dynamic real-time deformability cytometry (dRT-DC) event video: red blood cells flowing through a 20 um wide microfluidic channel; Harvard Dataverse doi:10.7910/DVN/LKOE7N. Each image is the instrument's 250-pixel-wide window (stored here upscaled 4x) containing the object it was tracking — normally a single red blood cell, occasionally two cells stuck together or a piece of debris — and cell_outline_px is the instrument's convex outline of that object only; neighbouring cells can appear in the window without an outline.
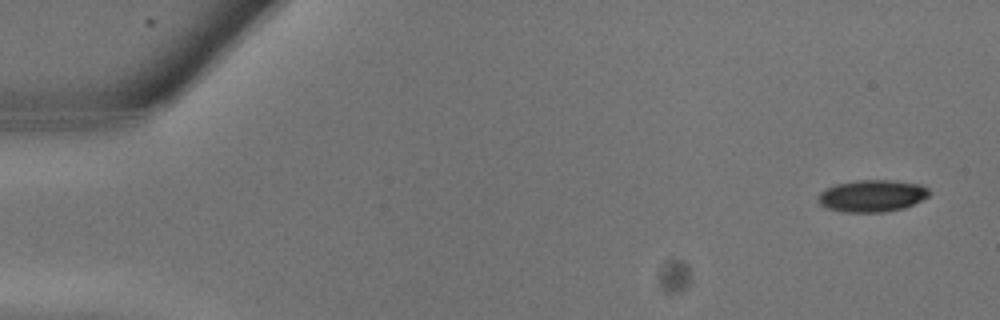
{"species": "common noctule bat (a hibernating species)", "species_latin": "Nyctalus noctula", "temperature_condition": "warm", "stored_images_in_passage": 14, "camera_frame_rate_fps": 3000, "um_per_image_px": 0.085, "animal": {"sex": "male", "body_mass_g": 13.3}, "frame": {"image": 1, "passage_image": 1, "time_ms": 0.0, "image_size_px": [1000, 320], "cell_outline_px": [[932, 192], [928, 196], [904, 208], [884, 212], [840, 212], [828, 208], [820, 204], [816, 196], [824, 188], [836, 184], [856, 180], [892, 180], [920, 184], [928, 188]], "centroid_in_image_um": [74.1, 16.64], "position_along_channel_um": 10.9, "area_um2": 20.87}}
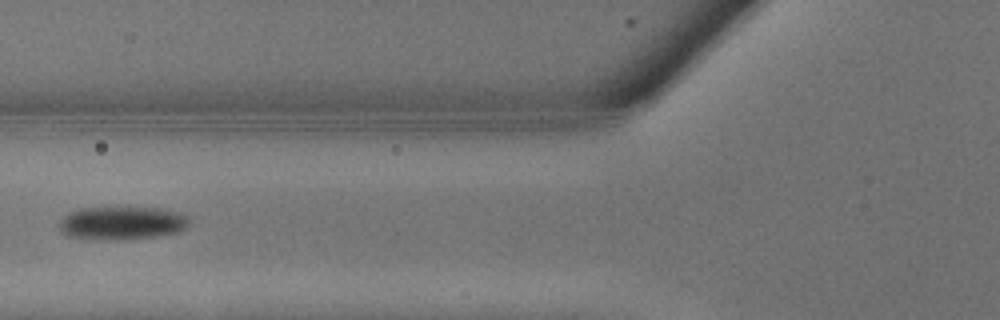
{"frame": {"image": 2, "passage_image": 10, "time_ms": 3.0, "image_size_px": [1000, 320], "cell_outline_px": [[188, 228], [180, 232], [160, 236], [116, 240], [92, 240], [64, 236], [60, 232], [60, 220], [68, 212], [80, 208], [124, 204], [160, 208], [184, 212], [188, 216]], "centroid_in_image_um": [10.37, 18.91], "position_along_channel_um": 115.4, "area_um2": 26.93}}
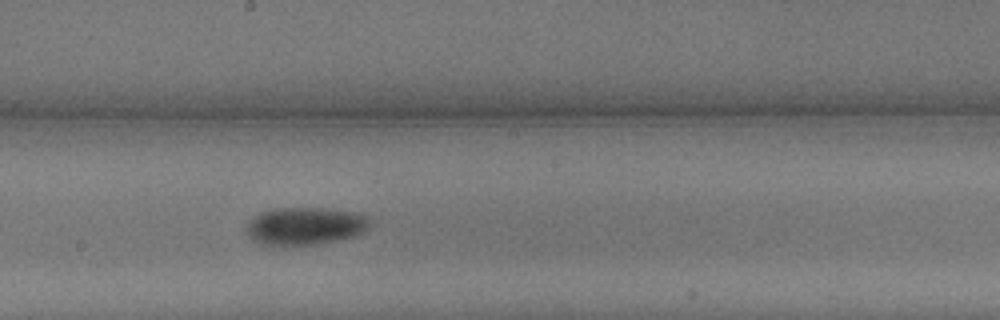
{"frame": {"image": 3, "passage_image": 14, "time_ms": 4.333, "image_size_px": [1000, 320], "cell_outline_px": [[372, 224], [360, 236], [340, 240], [316, 244], [264, 244], [252, 240], [248, 236], [244, 228], [256, 216], [264, 212], [276, 208], [320, 208], [356, 212], [368, 216]], "centroid_in_image_um": [26.02, 19.21], "position_along_channel_um": 222.2, "area_um2": 27.05}}